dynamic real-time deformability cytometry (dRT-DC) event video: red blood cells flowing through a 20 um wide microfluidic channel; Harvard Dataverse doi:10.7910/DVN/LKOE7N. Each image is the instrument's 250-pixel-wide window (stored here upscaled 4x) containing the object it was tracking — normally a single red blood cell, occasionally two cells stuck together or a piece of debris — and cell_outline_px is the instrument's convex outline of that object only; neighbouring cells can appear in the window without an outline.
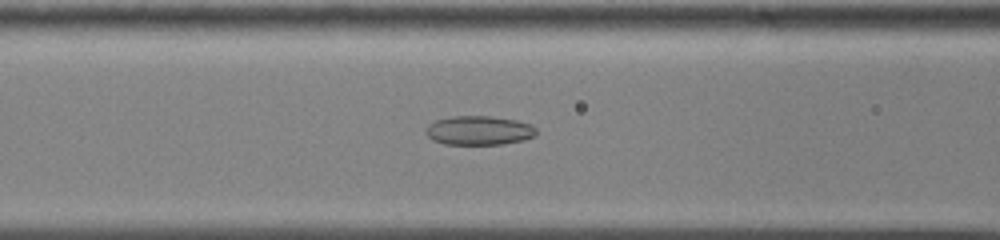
{"species": "common noctule bat (a hibernating species)", "species_latin": "Nyctalus noctula", "temperature_condition": "cold", "stored_images_in_passage": 56, "camera_frame_rate_fps": 3000, "um_per_image_px": 0.085, "animal": {"sex": "male", "body_mass_g": 13.0, "forearm_length_mm": 53.1}, "frame": {"image": 1, "passage_image": 26, "time_ms": 8.333, "image_size_px": [1000, 240], "cell_outline_px": [[536, 136], [524, 140], [504, 144], [444, 144], [432, 140], [424, 132], [428, 124], [436, 120], [452, 116], [492, 116], [516, 120], [532, 124], [536, 128]], "centroid_in_image_um": [40.72, 11.09], "position_along_channel_um": 125.9, "area_um2": 18.96}}
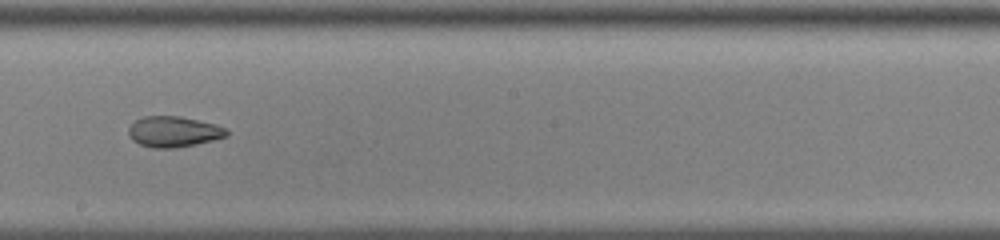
{"frame": {"image": 2, "passage_image": 35, "time_ms": 11.333, "image_size_px": [1000, 240], "cell_outline_px": [[228, 136], [196, 144], [172, 148], [152, 148], [140, 144], [132, 140], [128, 136], [128, 128], [136, 120], [144, 116], [180, 116], [216, 124], [228, 128]], "centroid_in_image_um": [14.76, 11.19], "position_along_channel_um": 233.4, "area_um2": 17.63}}
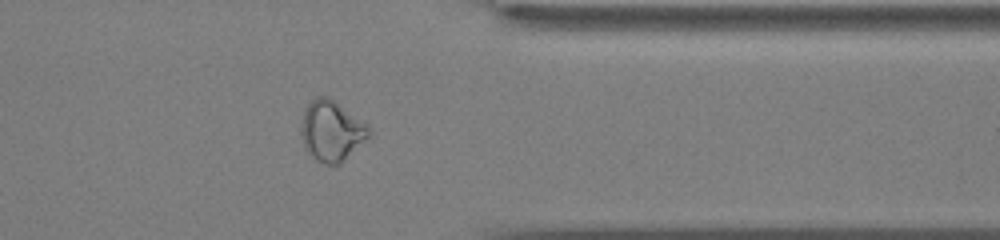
{"frame": {"image": 3, "passage_image": 48, "time_ms": 15.667, "image_size_px": [1000, 240], "cell_outline_px": [[372, 136], [340, 164], [324, 164], [316, 160], [308, 152], [304, 144], [300, 132], [300, 128], [304, 112], [308, 104], [316, 96], [324, 96], [332, 100], [368, 124], [372, 132]], "centroid_in_image_um": [28.22, 11.15], "position_along_channel_um": 383.2, "area_um2": 23.87}}